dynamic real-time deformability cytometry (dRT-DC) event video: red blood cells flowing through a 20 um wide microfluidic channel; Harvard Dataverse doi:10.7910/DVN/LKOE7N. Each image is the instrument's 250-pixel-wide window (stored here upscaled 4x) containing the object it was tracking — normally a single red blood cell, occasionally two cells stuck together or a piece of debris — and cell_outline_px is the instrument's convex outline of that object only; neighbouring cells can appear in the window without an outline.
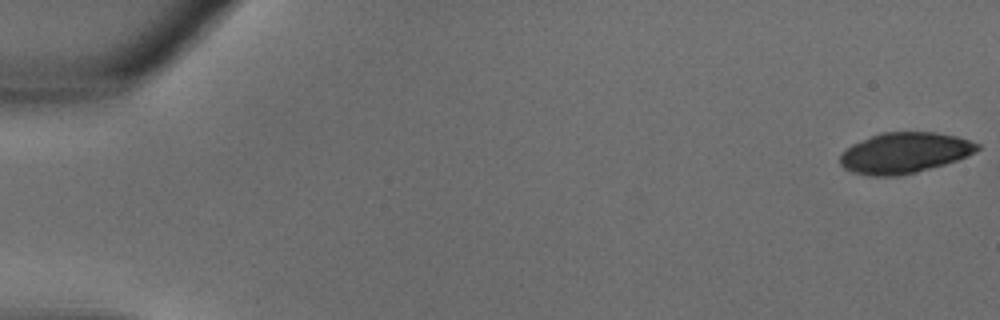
{"species": "common noctule bat (a hibernating species)", "species_latin": "Nyctalus noctula", "temperature_condition": "warm", "stored_images_in_passage": 4, "camera_frame_rate_fps": 3000, "um_per_image_px": 0.085, "animal": {"sex": "male", "body_mass_g": 18.8}, "frame": {"image": 1, "passage_image": 1, "time_ms": 0.0, "image_size_px": [1000, 320], "cell_outline_px": [[980, 148], [976, 152], [968, 156], [944, 164], [916, 172], [896, 176], [872, 176], [852, 172], [844, 168], [840, 164], [840, 156], [852, 144], [872, 136], [884, 132], [936, 132], [956, 136], [980, 144]], "centroid_in_image_um": [76.9, 12.99], "position_along_channel_um": 8.1, "area_um2": 32.31}}